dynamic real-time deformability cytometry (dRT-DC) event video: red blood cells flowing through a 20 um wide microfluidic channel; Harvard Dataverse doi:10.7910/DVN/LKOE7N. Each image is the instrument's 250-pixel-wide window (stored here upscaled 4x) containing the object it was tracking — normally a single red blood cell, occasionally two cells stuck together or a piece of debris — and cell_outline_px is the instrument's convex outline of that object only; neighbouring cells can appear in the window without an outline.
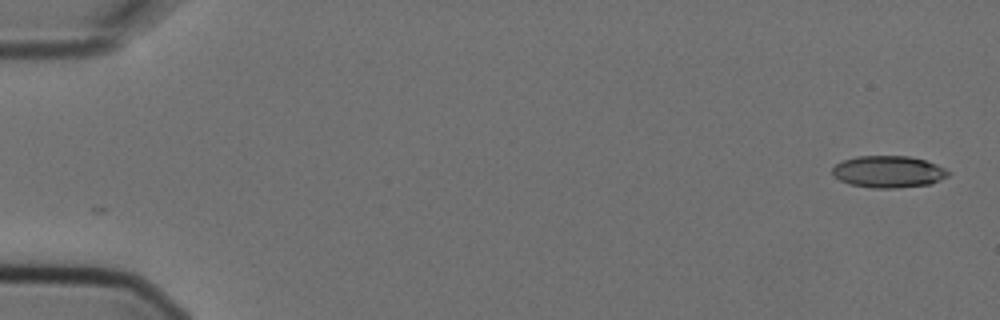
{"species": "Egyptian fruit bat (a non-hibernating species)", "species_latin": "Rousettus aegyptiacus", "temperature_condition": "cold", "stored_images_in_passage": 2, "camera_frame_rate_fps": 3000, "um_per_image_px": 0.085, "animal": {"sex": "female"}, "frame": {"image": 1, "passage_image": 2, "time_ms": 0.333, "image_size_px": [1000, 320], "cell_outline_px": [[948, 176], [940, 180], [928, 184], [896, 188], [872, 188], [848, 184], [832, 176], [832, 168], [836, 164], [844, 160], [856, 156], [908, 156], [924, 160], [936, 164], [944, 168], [948, 172]], "centroid_in_image_um": [75.47, 14.6], "position_along_channel_um": 9.5, "area_um2": 21.44}}